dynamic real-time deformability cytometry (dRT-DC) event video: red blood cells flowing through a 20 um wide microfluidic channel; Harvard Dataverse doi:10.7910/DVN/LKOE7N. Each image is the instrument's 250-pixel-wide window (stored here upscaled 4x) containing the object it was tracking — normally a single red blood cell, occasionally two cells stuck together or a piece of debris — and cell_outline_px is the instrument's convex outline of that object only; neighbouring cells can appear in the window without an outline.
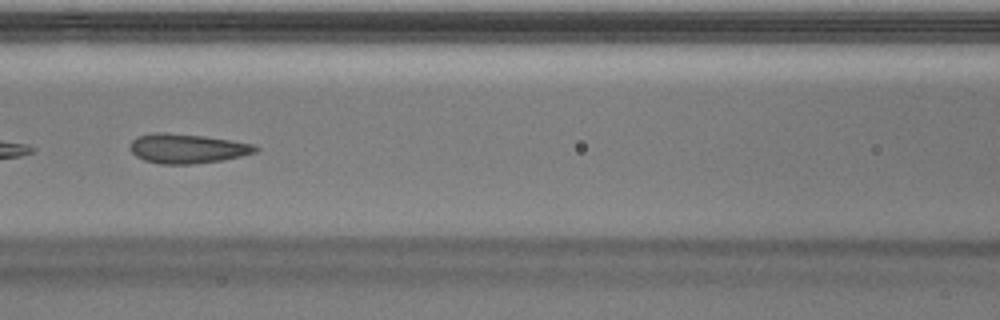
{"species": "Egyptian fruit bat (a non-hibernating species)", "species_latin": "Rousettus aegyptiacus", "temperature_condition": "warm", "stored_images_in_passage": 34, "camera_frame_rate_fps": 3000, "um_per_image_px": 0.085, "animal": {"sex": "male"}, "frame": {"image": 1, "passage_image": 10, "time_ms": 3.0, "image_size_px": [1000, 320], "cell_outline_px": [[260, 148], [256, 152], [240, 156], [220, 160], [192, 164], [160, 164], [144, 160], [136, 156], [128, 148], [132, 140], [136, 136], [152, 132], [164, 132], [204, 136], [232, 140], [256, 144]], "centroid_in_image_um": [15.89, 12.61], "position_along_channel_um": 150.7, "area_um2": 21.73}, "authors_computed_cell_mechanics": {"area_um2": 22.2241, "velocity_mm_per_s": 4.0221, "shape_relaxation_time_tau1_ms": 7.3812, "shape_relaxation_time_tau2_ms": 0.8843, "deformation_change_tau1": 0.1847, "deformation_change_tau2": 0.0546}}